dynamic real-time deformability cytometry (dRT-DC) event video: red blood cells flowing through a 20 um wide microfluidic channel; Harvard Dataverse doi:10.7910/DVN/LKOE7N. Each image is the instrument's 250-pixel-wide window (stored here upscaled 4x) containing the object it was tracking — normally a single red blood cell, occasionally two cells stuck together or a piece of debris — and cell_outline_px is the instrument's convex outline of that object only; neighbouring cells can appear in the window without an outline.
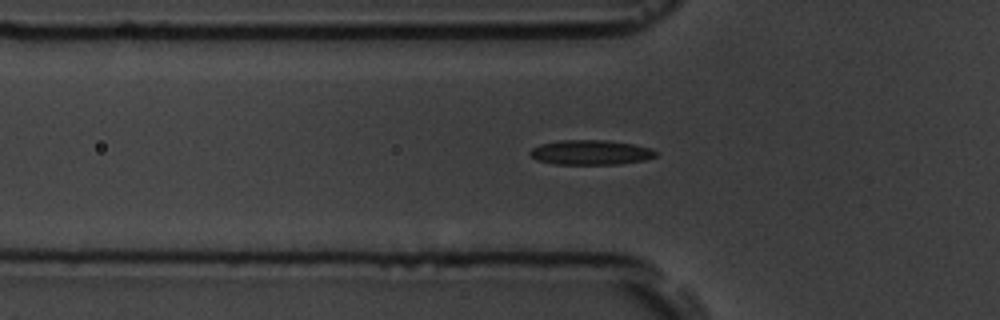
{"species": "common noctule bat (a hibernating species)", "species_latin": "Nyctalus noctula", "temperature_condition": "room temperature", "stored_images_in_passage": 40, "segment_of_instrument_passage": [1, 2], "camera_frame_rate_fps": 3000, "um_per_image_px": 0.085, "animal": {"sex": "male", "body_mass_g": 19.5, "forearm_length_mm": 54.6}, "frame": {"image": 1, "passage_image": 3, "time_ms": 0.667, "image_size_px": [1000, 320], "cell_outline_px": [[656, 156], [644, 160], [616, 164], [556, 164], [536, 160], [528, 152], [532, 148], [540, 144], [560, 140], [608, 140], [632, 144], [652, 148], [656, 152]], "centroid_in_image_um": [50.19, 12.95], "position_along_channel_um": 75.6, "area_um2": 18.09}}
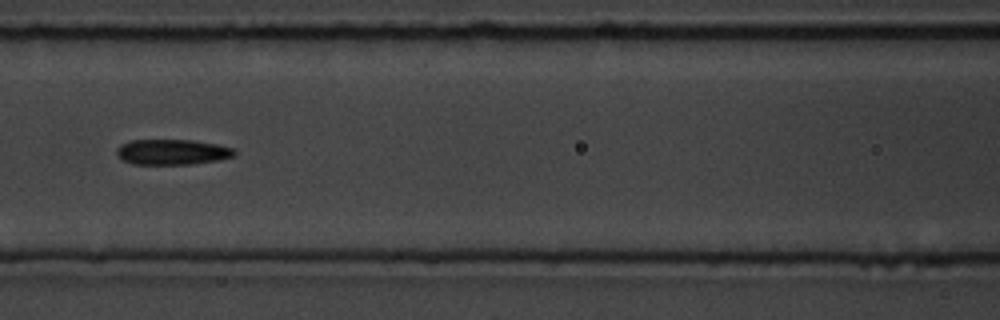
{"frame": {"image": 2, "passage_image": 9, "time_ms": 2.667, "image_size_px": [1000, 320], "cell_outline_px": [[236, 156], [220, 160], [188, 164], [132, 164], [124, 160], [116, 152], [116, 148], [120, 144], [132, 140], [192, 140], [216, 144], [236, 148]], "centroid_in_image_um": [14.69, 12.91], "position_along_channel_um": 151.9, "area_um2": 17.51}}
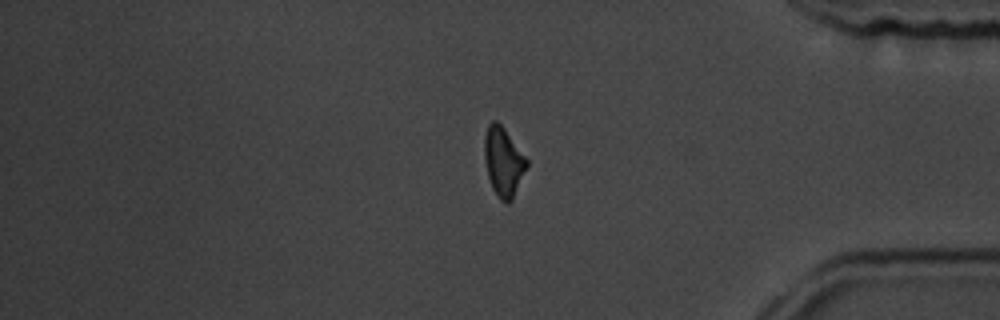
{"frame": {"image": 3, "passage_image": 30, "time_ms": 9.667, "image_size_px": [1000, 320], "cell_outline_px": [[528, 168], [512, 200], [508, 204], [504, 204], [496, 196], [492, 188], [488, 176], [484, 156], [484, 136], [488, 124], [492, 120], [496, 120], [504, 128], [528, 160]], "centroid_in_image_um": [42.79, 13.78], "position_along_channel_um": 392.4, "area_um2": 17.28}}